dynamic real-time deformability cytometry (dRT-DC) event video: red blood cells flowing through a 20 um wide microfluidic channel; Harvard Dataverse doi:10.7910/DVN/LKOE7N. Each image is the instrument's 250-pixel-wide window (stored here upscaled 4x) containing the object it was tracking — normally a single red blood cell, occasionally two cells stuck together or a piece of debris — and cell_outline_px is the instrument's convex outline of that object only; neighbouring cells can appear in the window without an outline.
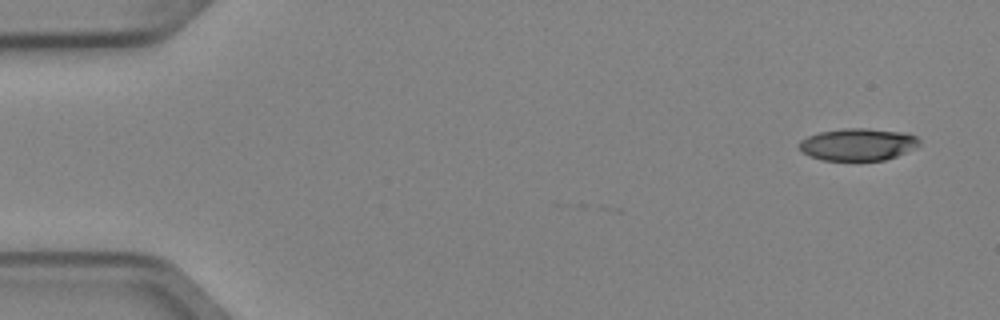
{"species": "Egyptian fruit bat (a non-hibernating species)", "species_latin": "Rousettus aegyptiacus", "temperature_condition": "cold", "stored_images_in_passage": 6, "camera_frame_rate_fps": 3000, "um_per_image_px": 0.085, "animal": {"sex": "female"}, "frame": {"image": 1, "passage_image": 1, "time_ms": 0.0, "image_size_px": [1000, 320], "cell_outline_px": [[920, 144], [896, 156], [884, 160], [820, 160], [808, 156], [800, 152], [800, 140], [808, 136], [820, 132], [844, 128], [868, 128], [908, 132], [916, 136], [920, 140]], "centroid_in_image_um": [72.9, 12.26], "position_along_channel_um": 12.1, "area_um2": 22.66}}
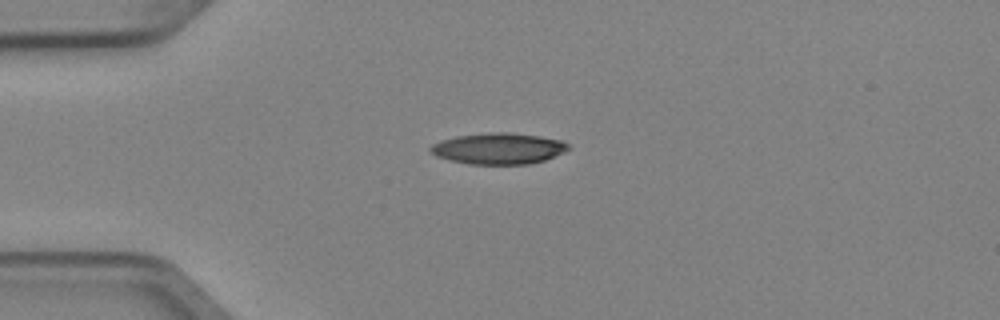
{"frame": {"image": 2, "passage_image": 3, "time_ms": 0.667, "image_size_px": [1000, 320], "cell_outline_px": [[572, 148], [564, 152], [544, 160], [528, 164], [468, 164], [436, 156], [428, 148], [432, 144], [440, 140], [456, 136], [488, 132], [508, 132], [540, 136], [564, 140]], "centroid_in_image_um": [42.4, 12.61], "position_along_channel_um": 42.6, "area_um2": 25.14}}
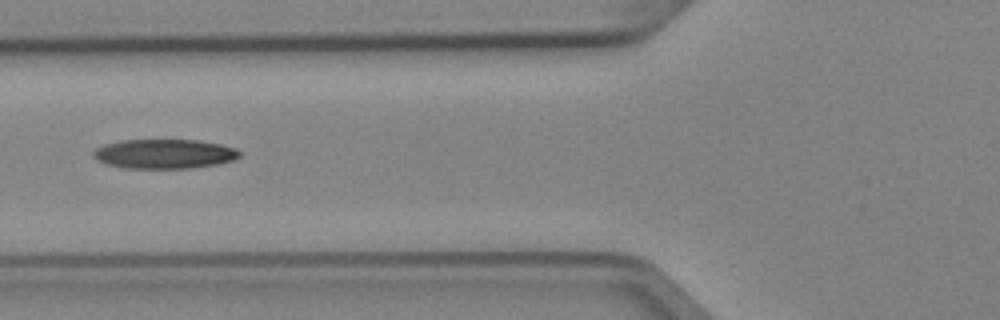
{"frame": {"image": 3, "passage_image": 5, "time_ms": 1.333, "image_size_px": [1000, 320], "cell_outline_px": [[240, 156], [232, 160], [216, 164], [192, 168], [124, 168], [108, 164], [92, 156], [92, 152], [96, 148], [104, 144], [120, 140], [200, 140], [220, 144], [236, 148], [240, 152]], "centroid_in_image_um": [13.96, 13.07], "position_along_channel_um": 111.8, "area_um2": 25.03}}